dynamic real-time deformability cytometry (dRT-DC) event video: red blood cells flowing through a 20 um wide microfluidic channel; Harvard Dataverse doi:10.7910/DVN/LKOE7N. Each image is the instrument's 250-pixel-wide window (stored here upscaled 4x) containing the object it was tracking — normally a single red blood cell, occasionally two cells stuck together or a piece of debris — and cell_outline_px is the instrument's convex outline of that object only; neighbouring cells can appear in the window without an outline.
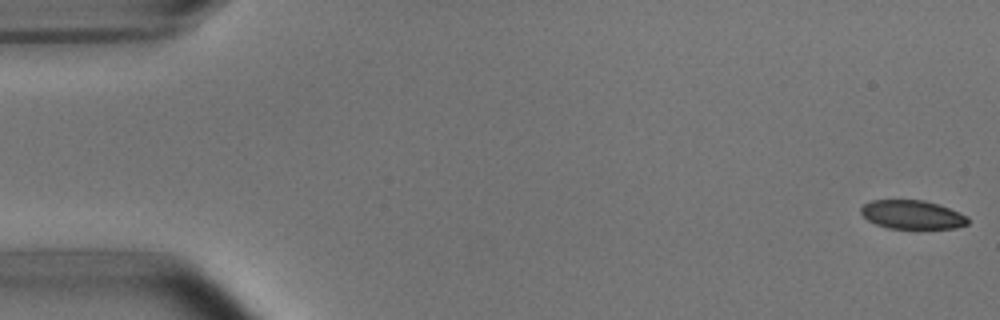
{"species": "common noctule bat (a hibernating species)", "species_latin": "Nyctalus noctula", "temperature_condition": "room temperature", "stored_images_in_passage": 4, "camera_frame_rate_fps": 3000, "um_per_image_px": 0.085, "animal": {"sex": "male", "body_mass_g": 15.6}, "frame": {"image": 1, "passage_image": 1, "time_ms": 0.0, "image_size_px": [1000, 320], "cell_outline_px": [[968, 224], [956, 228], [888, 228], [876, 224], [868, 220], [860, 212], [860, 208], [864, 204], [872, 200], [924, 200], [960, 212], [968, 216]], "centroid_in_image_um": [77.54, 18.24], "position_along_channel_um": 7.5, "area_um2": 17.8}}
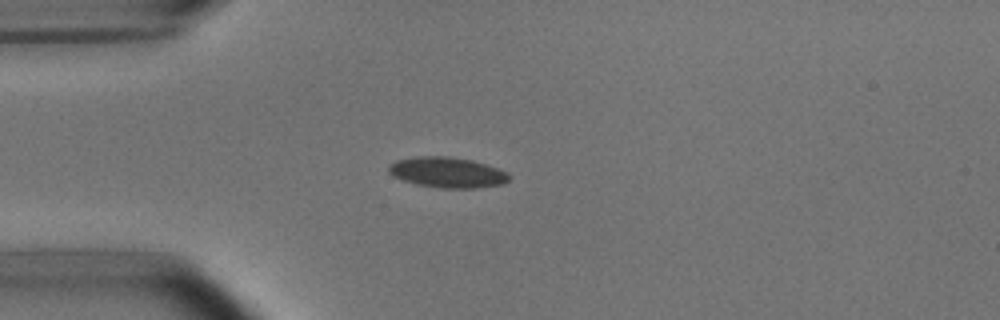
{"frame": {"image": 2, "passage_image": 4, "time_ms": 4.333, "image_size_px": [1000, 320], "cell_outline_px": [[512, 176], [504, 184], [476, 188], [440, 188], [416, 184], [392, 176], [388, 172], [388, 164], [396, 160], [416, 156], [448, 156], [472, 160], [508, 172]], "centroid_in_image_um": [38.01, 14.65], "position_along_channel_um": 47.0, "area_um2": 21.56}}